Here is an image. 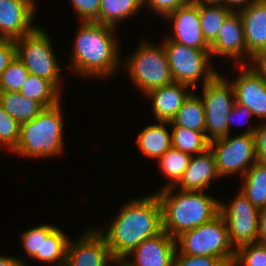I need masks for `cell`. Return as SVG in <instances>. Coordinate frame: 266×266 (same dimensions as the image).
I'll list each match as a JSON object with an SVG mask.
<instances>
[{"instance_id":"cell-38","label":"cell","mask_w":266,"mask_h":266,"mask_svg":"<svg viewBox=\"0 0 266 266\" xmlns=\"http://www.w3.org/2000/svg\"><path fill=\"white\" fill-rule=\"evenodd\" d=\"M15 57V41L9 38H0V77Z\"/></svg>"},{"instance_id":"cell-16","label":"cell","mask_w":266,"mask_h":266,"mask_svg":"<svg viewBox=\"0 0 266 266\" xmlns=\"http://www.w3.org/2000/svg\"><path fill=\"white\" fill-rule=\"evenodd\" d=\"M35 0H0V38L18 39L33 31Z\"/></svg>"},{"instance_id":"cell-20","label":"cell","mask_w":266,"mask_h":266,"mask_svg":"<svg viewBox=\"0 0 266 266\" xmlns=\"http://www.w3.org/2000/svg\"><path fill=\"white\" fill-rule=\"evenodd\" d=\"M190 88L188 85L173 82L145 94L152 100L154 118L157 121H171L192 93Z\"/></svg>"},{"instance_id":"cell-8","label":"cell","mask_w":266,"mask_h":266,"mask_svg":"<svg viewBox=\"0 0 266 266\" xmlns=\"http://www.w3.org/2000/svg\"><path fill=\"white\" fill-rule=\"evenodd\" d=\"M162 44L167 54L174 82L188 85L194 91L197 89L196 84L200 78L203 79L204 85L219 74L212 65H209L212 60L210 50L187 47L168 38L162 40Z\"/></svg>"},{"instance_id":"cell-14","label":"cell","mask_w":266,"mask_h":266,"mask_svg":"<svg viewBox=\"0 0 266 266\" xmlns=\"http://www.w3.org/2000/svg\"><path fill=\"white\" fill-rule=\"evenodd\" d=\"M176 239L164 230L145 239L119 263L122 266H172L176 252ZM133 255V259H129Z\"/></svg>"},{"instance_id":"cell-30","label":"cell","mask_w":266,"mask_h":266,"mask_svg":"<svg viewBox=\"0 0 266 266\" xmlns=\"http://www.w3.org/2000/svg\"><path fill=\"white\" fill-rule=\"evenodd\" d=\"M69 238L56 227L47 238H43L42 262L52 263L56 266H64L67 256Z\"/></svg>"},{"instance_id":"cell-12","label":"cell","mask_w":266,"mask_h":266,"mask_svg":"<svg viewBox=\"0 0 266 266\" xmlns=\"http://www.w3.org/2000/svg\"><path fill=\"white\" fill-rule=\"evenodd\" d=\"M111 262L117 263L97 228L88 229L76 242L69 240L64 266H111Z\"/></svg>"},{"instance_id":"cell-29","label":"cell","mask_w":266,"mask_h":266,"mask_svg":"<svg viewBox=\"0 0 266 266\" xmlns=\"http://www.w3.org/2000/svg\"><path fill=\"white\" fill-rule=\"evenodd\" d=\"M190 158V154L171 147L158 159L161 172L169 178V183L167 182L161 190L175 187L180 182Z\"/></svg>"},{"instance_id":"cell-19","label":"cell","mask_w":266,"mask_h":266,"mask_svg":"<svg viewBox=\"0 0 266 266\" xmlns=\"http://www.w3.org/2000/svg\"><path fill=\"white\" fill-rule=\"evenodd\" d=\"M221 178L217 172L216 159L210 148L191 156L180 182L174 187L183 191H205L213 179Z\"/></svg>"},{"instance_id":"cell-28","label":"cell","mask_w":266,"mask_h":266,"mask_svg":"<svg viewBox=\"0 0 266 266\" xmlns=\"http://www.w3.org/2000/svg\"><path fill=\"white\" fill-rule=\"evenodd\" d=\"M231 13L232 11L221 4L199 5L200 26L209 45L216 40L219 30Z\"/></svg>"},{"instance_id":"cell-9","label":"cell","mask_w":266,"mask_h":266,"mask_svg":"<svg viewBox=\"0 0 266 266\" xmlns=\"http://www.w3.org/2000/svg\"><path fill=\"white\" fill-rule=\"evenodd\" d=\"M257 126L248 128L242 134L231 137L230 134L210 142L216 159V168L220 177L240 173L241 177L257 161L254 132Z\"/></svg>"},{"instance_id":"cell-45","label":"cell","mask_w":266,"mask_h":266,"mask_svg":"<svg viewBox=\"0 0 266 266\" xmlns=\"http://www.w3.org/2000/svg\"><path fill=\"white\" fill-rule=\"evenodd\" d=\"M189 2L197 5L202 4H221V0H189Z\"/></svg>"},{"instance_id":"cell-2","label":"cell","mask_w":266,"mask_h":266,"mask_svg":"<svg viewBox=\"0 0 266 266\" xmlns=\"http://www.w3.org/2000/svg\"><path fill=\"white\" fill-rule=\"evenodd\" d=\"M79 23L71 55V71L85 78L106 79L114 73L116 75L122 62H119L115 28L94 21Z\"/></svg>"},{"instance_id":"cell-4","label":"cell","mask_w":266,"mask_h":266,"mask_svg":"<svg viewBox=\"0 0 266 266\" xmlns=\"http://www.w3.org/2000/svg\"><path fill=\"white\" fill-rule=\"evenodd\" d=\"M61 101L45 108L35 119L20 125V136L11 151L29 158H47L64 149V123Z\"/></svg>"},{"instance_id":"cell-18","label":"cell","mask_w":266,"mask_h":266,"mask_svg":"<svg viewBox=\"0 0 266 266\" xmlns=\"http://www.w3.org/2000/svg\"><path fill=\"white\" fill-rule=\"evenodd\" d=\"M210 52L212 57L219 55L223 56V58L227 57L236 60L237 66L248 65L243 58L246 57V43L243 22L239 12H232L226 18L216 40L210 45Z\"/></svg>"},{"instance_id":"cell-31","label":"cell","mask_w":266,"mask_h":266,"mask_svg":"<svg viewBox=\"0 0 266 266\" xmlns=\"http://www.w3.org/2000/svg\"><path fill=\"white\" fill-rule=\"evenodd\" d=\"M55 228L53 225L43 224L24 231L21 242L23 249L27 252L26 255L31 259L42 261L43 238H47Z\"/></svg>"},{"instance_id":"cell-37","label":"cell","mask_w":266,"mask_h":266,"mask_svg":"<svg viewBox=\"0 0 266 266\" xmlns=\"http://www.w3.org/2000/svg\"><path fill=\"white\" fill-rule=\"evenodd\" d=\"M189 0H143V5L149 6L157 15L164 18L177 8L187 4Z\"/></svg>"},{"instance_id":"cell-22","label":"cell","mask_w":266,"mask_h":266,"mask_svg":"<svg viewBox=\"0 0 266 266\" xmlns=\"http://www.w3.org/2000/svg\"><path fill=\"white\" fill-rule=\"evenodd\" d=\"M0 106L20 124L35 119L45 107L19 92H0Z\"/></svg>"},{"instance_id":"cell-44","label":"cell","mask_w":266,"mask_h":266,"mask_svg":"<svg viewBox=\"0 0 266 266\" xmlns=\"http://www.w3.org/2000/svg\"><path fill=\"white\" fill-rule=\"evenodd\" d=\"M252 63L257 71L263 76L266 83V54L255 58Z\"/></svg>"},{"instance_id":"cell-5","label":"cell","mask_w":266,"mask_h":266,"mask_svg":"<svg viewBox=\"0 0 266 266\" xmlns=\"http://www.w3.org/2000/svg\"><path fill=\"white\" fill-rule=\"evenodd\" d=\"M176 248L184 255L219 258L226 266H231L235 258V249L230 242L225 219L220 213L211 221L179 235Z\"/></svg>"},{"instance_id":"cell-36","label":"cell","mask_w":266,"mask_h":266,"mask_svg":"<svg viewBox=\"0 0 266 266\" xmlns=\"http://www.w3.org/2000/svg\"><path fill=\"white\" fill-rule=\"evenodd\" d=\"M81 18L80 21H95L99 16L101 0H70Z\"/></svg>"},{"instance_id":"cell-25","label":"cell","mask_w":266,"mask_h":266,"mask_svg":"<svg viewBox=\"0 0 266 266\" xmlns=\"http://www.w3.org/2000/svg\"><path fill=\"white\" fill-rule=\"evenodd\" d=\"M20 94L41 103L45 108L60 102L61 91L49 80L30 74L22 85Z\"/></svg>"},{"instance_id":"cell-6","label":"cell","mask_w":266,"mask_h":266,"mask_svg":"<svg viewBox=\"0 0 266 266\" xmlns=\"http://www.w3.org/2000/svg\"><path fill=\"white\" fill-rule=\"evenodd\" d=\"M152 44L143 41L122 64L130 80L143 94L174 82L163 44Z\"/></svg>"},{"instance_id":"cell-7","label":"cell","mask_w":266,"mask_h":266,"mask_svg":"<svg viewBox=\"0 0 266 266\" xmlns=\"http://www.w3.org/2000/svg\"><path fill=\"white\" fill-rule=\"evenodd\" d=\"M50 36L37 27L21 38L15 39L16 57L30 74L51 81L61 89V69Z\"/></svg>"},{"instance_id":"cell-10","label":"cell","mask_w":266,"mask_h":266,"mask_svg":"<svg viewBox=\"0 0 266 266\" xmlns=\"http://www.w3.org/2000/svg\"><path fill=\"white\" fill-rule=\"evenodd\" d=\"M201 99L205 110V135L211 142L228 135V116L235 105L232 84L221 74L202 85Z\"/></svg>"},{"instance_id":"cell-17","label":"cell","mask_w":266,"mask_h":266,"mask_svg":"<svg viewBox=\"0 0 266 266\" xmlns=\"http://www.w3.org/2000/svg\"><path fill=\"white\" fill-rule=\"evenodd\" d=\"M239 14L243 22L246 57L250 65L255 58L266 54V0H256Z\"/></svg>"},{"instance_id":"cell-41","label":"cell","mask_w":266,"mask_h":266,"mask_svg":"<svg viewBox=\"0 0 266 266\" xmlns=\"http://www.w3.org/2000/svg\"><path fill=\"white\" fill-rule=\"evenodd\" d=\"M255 1L256 0H221V5H224L228 10L232 12H240Z\"/></svg>"},{"instance_id":"cell-39","label":"cell","mask_w":266,"mask_h":266,"mask_svg":"<svg viewBox=\"0 0 266 266\" xmlns=\"http://www.w3.org/2000/svg\"><path fill=\"white\" fill-rule=\"evenodd\" d=\"M257 161L266 164V121L254 132Z\"/></svg>"},{"instance_id":"cell-33","label":"cell","mask_w":266,"mask_h":266,"mask_svg":"<svg viewBox=\"0 0 266 266\" xmlns=\"http://www.w3.org/2000/svg\"><path fill=\"white\" fill-rule=\"evenodd\" d=\"M231 266H266V244L256 242L237 248Z\"/></svg>"},{"instance_id":"cell-21","label":"cell","mask_w":266,"mask_h":266,"mask_svg":"<svg viewBox=\"0 0 266 266\" xmlns=\"http://www.w3.org/2000/svg\"><path fill=\"white\" fill-rule=\"evenodd\" d=\"M168 121H158L148 125L136 139V145L147 158L159 159L172 147L171 133L167 130Z\"/></svg>"},{"instance_id":"cell-26","label":"cell","mask_w":266,"mask_h":266,"mask_svg":"<svg viewBox=\"0 0 266 266\" xmlns=\"http://www.w3.org/2000/svg\"><path fill=\"white\" fill-rule=\"evenodd\" d=\"M171 129L172 147L184 153L195 155L200 154L210 148V141L204 132L194 131L182 126H176L169 121Z\"/></svg>"},{"instance_id":"cell-15","label":"cell","mask_w":266,"mask_h":266,"mask_svg":"<svg viewBox=\"0 0 266 266\" xmlns=\"http://www.w3.org/2000/svg\"><path fill=\"white\" fill-rule=\"evenodd\" d=\"M173 22V36H167L178 44L200 50H210L200 26L199 5L188 2L169 13L166 17Z\"/></svg>"},{"instance_id":"cell-40","label":"cell","mask_w":266,"mask_h":266,"mask_svg":"<svg viewBox=\"0 0 266 266\" xmlns=\"http://www.w3.org/2000/svg\"><path fill=\"white\" fill-rule=\"evenodd\" d=\"M237 116V118H236ZM246 116V117H245ZM253 117V114L251 112V110L249 108H247L245 105H240V104H236L233 106V108L231 109V112L228 116V135H231V125L234 124L236 119H242V118H247L246 122H248L249 118ZM244 120V119H243ZM240 122H238L239 124Z\"/></svg>"},{"instance_id":"cell-42","label":"cell","mask_w":266,"mask_h":266,"mask_svg":"<svg viewBox=\"0 0 266 266\" xmlns=\"http://www.w3.org/2000/svg\"><path fill=\"white\" fill-rule=\"evenodd\" d=\"M258 242L266 244V208L259 212Z\"/></svg>"},{"instance_id":"cell-24","label":"cell","mask_w":266,"mask_h":266,"mask_svg":"<svg viewBox=\"0 0 266 266\" xmlns=\"http://www.w3.org/2000/svg\"><path fill=\"white\" fill-rule=\"evenodd\" d=\"M143 6V0H101L99 16L94 22L115 28L117 22L134 16Z\"/></svg>"},{"instance_id":"cell-34","label":"cell","mask_w":266,"mask_h":266,"mask_svg":"<svg viewBox=\"0 0 266 266\" xmlns=\"http://www.w3.org/2000/svg\"><path fill=\"white\" fill-rule=\"evenodd\" d=\"M20 123L0 106V145L13 150L19 141Z\"/></svg>"},{"instance_id":"cell-35","label":"cell","mask_w":266,"mask_h":266,"mask_svg":"<svg viewBox=\"0 0 266 266\" xmlns=\"http://www.w3.org/2000/svg\"><path fill=\"white\" fill-rule=\"evenodd\" d=\"M172 266H226L219 258L212 256L184 255L179 251L174 254Z\"/></svg>"},{"instance_id":"cell-27","label":"cell","mask_w":266,"mask_h":266,"mask_svg":"<svg viewBox=\"0 0 266 266\" xmlns=\"http://www.w3.org/2000/svg\"><path fill=\"white\" fill-rule=\"evenodd\" d=\"M192 93L171 120L176 126L205 133V110L200 96Z\"/></svg>"},{"instance_id":"cell-23","label":"cell","mask_w":266,"mask_h":266,"mask_svg":"<svg viewBox=\"0 0 266 266\" xmlns=\"http://www.w3.org/2000/svg\"><path fill=\"white\" fill-rule=\"evenodd\" d=\"M243 178L240 191L257 209L266 208V164L256 161Z\"/></svg>"},{"instance_id":"cell-43","label":"cell","mask_w":266,"mask_h":266,"mask_svg":"<svg viewBox=\"0 0 266 266\" xmlns=\"http://www.w3.org/2000/svg\"><path fill=\"white\" fill-rule=\"evenodd\" d=\"M0 266H26V263L18 257L0 255Z\"/></svg>"},{"instance_id":"cell-46","label":"cell","mask_w":266,"mask_h":266,"mask_svg":"<svg viewBox=\"0 0 266 266\" xmlns=\"http://www.w3.org/2000/svg\"><path fill=\"white\" fill-rule=\"evenodd\" d=\"M116 265H117V266H118V265H119V266H122V265H121L120 263H118V262L116 263ZM116 265H115V266H116ZM113 266H114V265H113Z\"/></svg>"},{"instance_id":"cell-11","label":"cell","mask_w":266,"mask_h":266,"mask_svg":"<svg viewBox=\"0 0 266 266\" xmlns=\"http://www.w3.org/2000/svg\"><path fill=\"white\" fill-rule=\"evenodd\" d=\"M259 212L239 190L229 204L220 202V214L224 217L229 239L237 248L258 242Z\"/></svg>"},{"instance_id":"cell-32","label":"cell","mask_w":266,"mask_h":266,"mask_svg":"<svg viewBox=\"0 0 266 266\" xmlns=\"http://www.w3.org/2000/svg\"><path fill=\"white\" fill-rule=\"evenodd\" d=\"M30 73L15 57L0 77V92H19Z\"/></svg>"},{"instance_id":"cell-13","label":"cell","mask_w":266,"mask_h":266,"mask_svg":"<svg viewBox=\"0 0 266 266\" xmlns=\"http://www.w3.org/2000/svg\"><path fill=\"white\" fill-rule=\"evenodd\" d=\"M241 67V68H240ZM240 75L230 82L235 93V103L245 105L254 117L266 120V83L252 65H239Z\"/></svg>"},{"instance_id":"cell-3","label":"cell","mask_w":266,"mask_h":266,"mask_svg":"<svg viewBox=\"0 0 266 266\" xmlns=\"http://www.w3.org/2000/svg\"><path fill=\"white\" fill-rule=\"evenodd\" d=\"M170 187L158 190L163 230L174 239L183 232L211 221L220 213V201L204 191H183Z\"/></svg>"},{"instance_id":"cell-1","label":"cell","mask_w":266,"mask_h":266,"mask_svg":"<svg viewBox=\"0 0 266 266\" xmlns=\"http://www.w3.org/2000/svg\"><path fill=\"white\" fill-rule=\"evenodd\" d=\"M97 230L119 263L145 239L163 231L162 207L158 196L154 193L126 202L107 232L103 228Z\"/></svg>"}]
</instances>
